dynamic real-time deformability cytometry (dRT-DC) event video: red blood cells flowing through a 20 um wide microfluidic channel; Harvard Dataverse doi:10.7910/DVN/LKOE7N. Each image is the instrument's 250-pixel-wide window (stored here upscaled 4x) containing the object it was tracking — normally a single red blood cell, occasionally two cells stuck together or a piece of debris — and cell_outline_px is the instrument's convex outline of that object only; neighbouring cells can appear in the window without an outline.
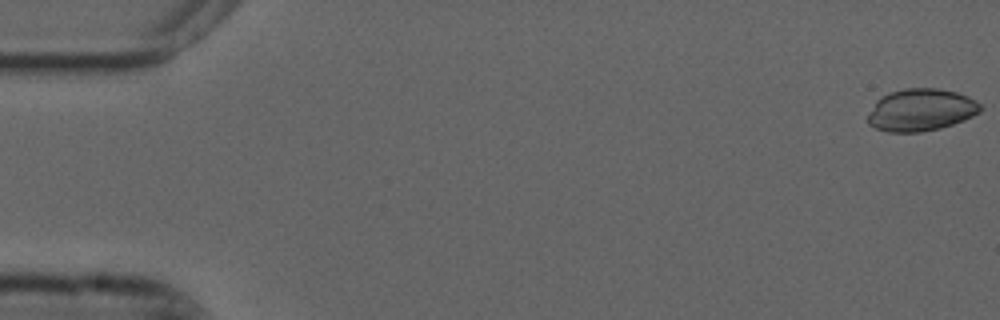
{"species": "common noctule bat (a hibernating species)", "species_latin": "Nyctalus noctula", "temperature_condition": "cold", "stored_images_in_passage": 12, "camera_frame_rate_fps": 3000, "um_per_image_px": 0.085, "animal": {"sex": "male", "forearm_length_mm": 52.5}, "frame": {"image": 1, "passage_image": 1, "time_ms": 0.0, "image_size_px": [1000, 320], "cell_outline_px": [[984, 108], [980, 112], [964, 120], [940, 128], [920, 132], [888, 132], [876, 128], [868, 124], [868, 116], [876, 100], [880, 96], [888, 92], [904, 88], [936, 88], [956, 92], [968, 96], [976, 100]], "centroid_in_image_um": [78.28, 9.33], "position_along_channel_um": 6.7, "area_um2": 27.86}}